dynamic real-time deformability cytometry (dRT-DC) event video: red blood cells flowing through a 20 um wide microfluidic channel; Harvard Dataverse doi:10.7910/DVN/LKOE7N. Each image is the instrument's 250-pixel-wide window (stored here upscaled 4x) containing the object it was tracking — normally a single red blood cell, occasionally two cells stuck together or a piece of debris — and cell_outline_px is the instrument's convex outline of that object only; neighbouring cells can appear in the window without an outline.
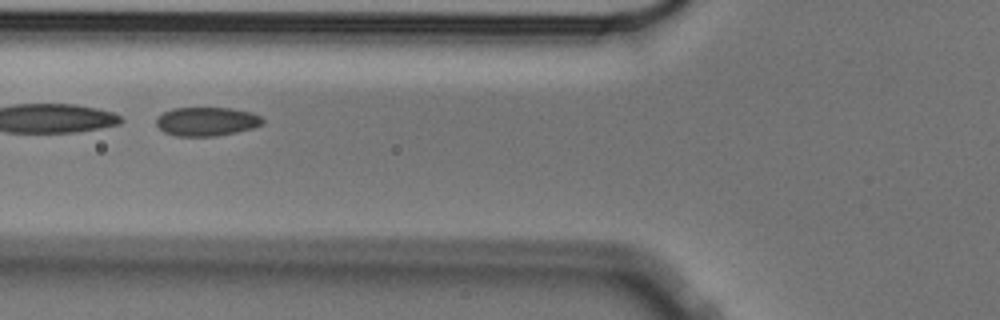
{"species": "Egyptian fruit bat (a non-hibernating species)", "species_latin": "Rousettus aegyptiacus", "temperature_condition": "cold", "stored_images_in_passage": 46, "camera_frame_rate_fps": 3000, "um_per_image_px": 0.085, "animal": {"sex": "male"}, "frame": {"image": 1, "passage_image": 12, "time_ms": 3.667, "image_size_px": [1000, 320], "cell_outline_px": [[264, 124], [252, 128], [236, 132], [216, 136], [176, 136], [164, 132], [156, 124], [156, 120], [164, 112], [172, 108], [232, 108], [252, 112], [260, 116], [264, 120]], "centroid_in_image_um": [17.59, 10.32], "position_along_channel_um": 108.2, "area_um2": 17.86}}
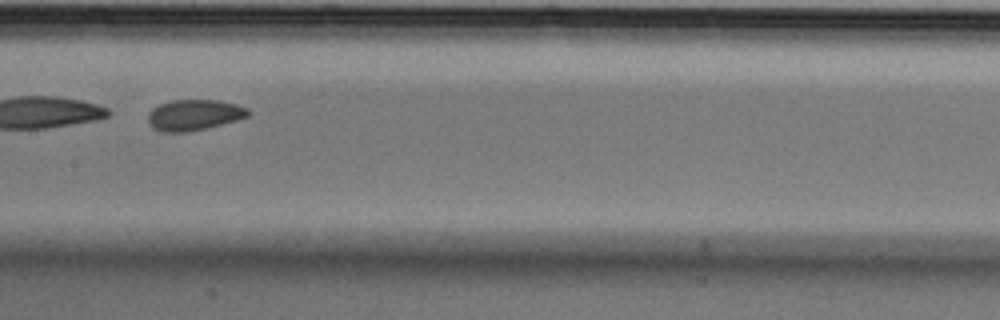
{"frame": {"image": 2, "passage_image": 19, "time_ms": 6.0, "image_size_px": [1000, 320], "cell_outline_px": [[252, 112], [248, 116], [236, 120], [208, 128], [188, 132], [164, 132], [152, 128], [148, 124], [148, 112], [152, 108], [160, 104], [172, 100], [220, 100], [236, 104], [248, 108]], "centroid_in_image_um": [16.49, 9.77], "position_along_channel_um": 190.9, "area_um2": 18.21}}
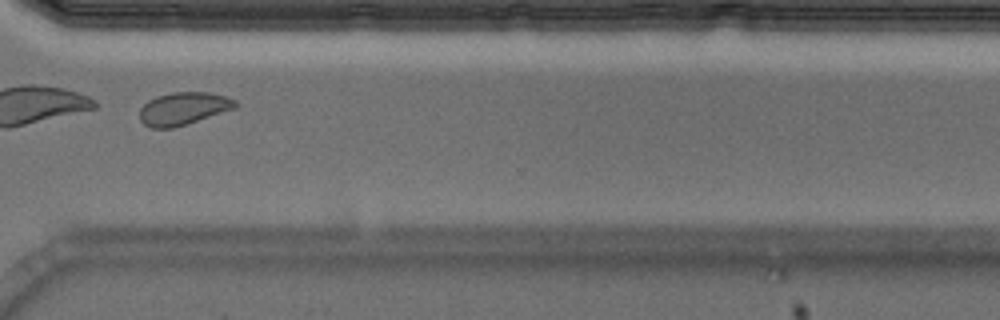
{"frame": {"image": 3, "passage_image": 33, "time_ms": 10.667, "image_size_px": [1000, 320], "cell_outline_px": [[236, 108], [188, 124], [172, 128], [152, 128], [144, 124], [140, 120], [140, 108], [148, 100], [156, 96], [172, 92], [212, 92], [236, 100]], "centroid_in_image_um": [15.58, 9.23], "position_along_channel_um": 355.0, "area_um2": 18.32}, "authors_computed_cell_mechanics": {"area_um2": 18.7272, "velocity_mm_per_s": 3.5236, "shape_relaxation_time_tau1_ms": 4.8287, "shape_relaxation_time_tau2_ms": 1.0192, "deformation_change_tau1": 0.0747, "deformation_change_tau2": 0.0381}}